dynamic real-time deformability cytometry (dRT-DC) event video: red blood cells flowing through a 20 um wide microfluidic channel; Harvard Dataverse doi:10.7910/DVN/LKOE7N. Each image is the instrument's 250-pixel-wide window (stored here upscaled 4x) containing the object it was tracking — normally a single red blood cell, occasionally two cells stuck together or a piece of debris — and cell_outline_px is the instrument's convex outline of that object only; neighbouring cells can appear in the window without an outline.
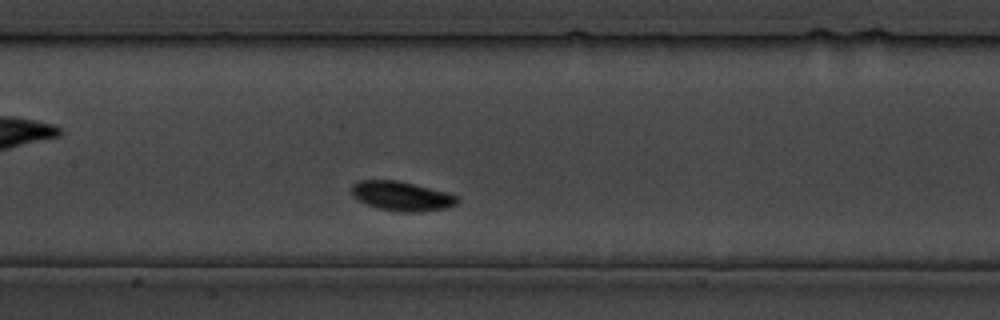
{"species": "common noctule bat (a hibernating species)", "species_latin": "Nyctalus noctula", "temperature_condition": "cold", "stored_images_in_passage": 28, "camera_frame_rate_fps": 3000, "um_per_image_px": 0.085, "animal": {"sex": "male", "body_mass_g": 19.5, "forearm_length_mm": 54.6}, "frame": {"image": 1, "passage_image": 9, "time_ms": 10.333, "image_size_px": [1000, 320], "cell_outline_px": [[460, 200], [456, 204], [444, 208], [420, 212], [408, 212], [376, 208], [356, 200], [352, 196], [352, 184], [360, 180], [396, 180], [448, 192], [456, 196]], "centroid_in_image_um": [34.11, 16.66], "position_along_channel_um": 173.3, "area_um2": 18.09}}